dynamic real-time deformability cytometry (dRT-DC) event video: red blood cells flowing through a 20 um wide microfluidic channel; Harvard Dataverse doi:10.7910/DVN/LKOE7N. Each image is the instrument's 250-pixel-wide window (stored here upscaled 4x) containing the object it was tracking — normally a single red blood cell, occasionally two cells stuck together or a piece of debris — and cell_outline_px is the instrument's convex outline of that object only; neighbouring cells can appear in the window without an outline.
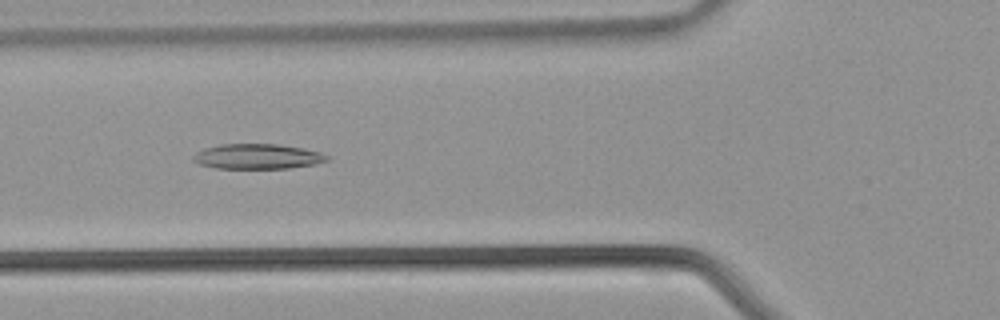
{"species": "common noctule bat (a hibernating species)", "species_latin": "Nyctalus noctula", "temperature_condition": "warm", "stored_images_in_passage": 22, "camera_frame_rate_fps": 3000, "um_per_image_px": 0.085, "animal": {"sex": "male", "body_mass_g": 21.5, "forearm_length_mm": 52.0}, "frame": {"image": 1, "passage_image": 8, "time_ms": 2.333, "image_size_px": [1000, 320], "cell_outline_px": [[328, 160], [316, 164], [288, 168], [216, 168], [200, 164], [192, 160], [192, 156], [196, 152], [204, 148], [220, 144], [276, 144], [304, 148], [320, 152], [328, 156]], "centroid_in_image_um": [21.87, 13.29], "position_along_channel_um": 103.9, "area_um2": 19.54}}
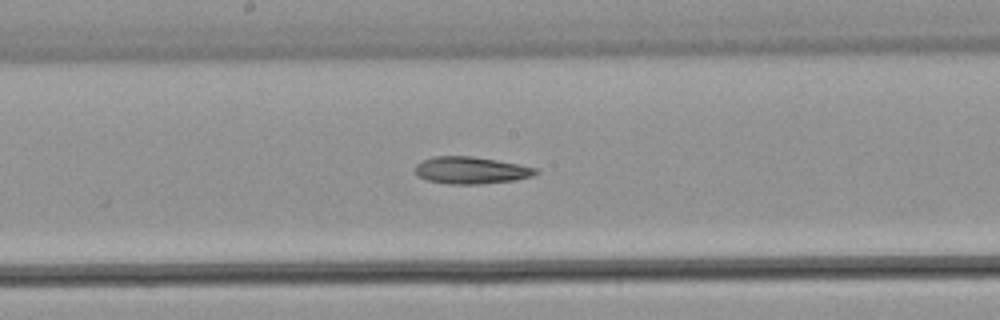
{"frame": {"image": 2, "passage_image": 14, "time_ms": 4.333, "image_size_px": [1000, 320], "cell_outline_px": [[540, 172], [532, 176], [516, 180], [480, 184], [448, 184], [428, 180], [416, 176], [416, 164], [432, 156], [472, 156], [496, 160], [536, 168]], "centroid_in_image_um": [40.03, 14.48], "position_along_channel_um": 208.2, "area_um2": 18.96}}
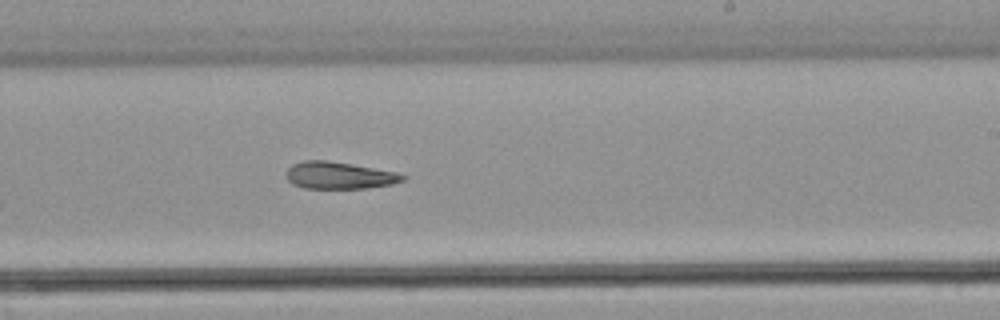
{"frame": {"image": 3, "passage_image": 17, "time_ms": 5.333, "image_size_px": [1000, 320], "cell_outline_px": [[408, 176], [404, 180], [392, 184], [368, 188], [304, 188], [292, 184], [288, 180], [284, 172], [292, 164], [304, 160], [328, 160], [352, 164], [396, 172]], "centroid_in_image_um": [28.81, 14.9], "position_along_channel_um": 260.2, "area_um2": 18.5}}